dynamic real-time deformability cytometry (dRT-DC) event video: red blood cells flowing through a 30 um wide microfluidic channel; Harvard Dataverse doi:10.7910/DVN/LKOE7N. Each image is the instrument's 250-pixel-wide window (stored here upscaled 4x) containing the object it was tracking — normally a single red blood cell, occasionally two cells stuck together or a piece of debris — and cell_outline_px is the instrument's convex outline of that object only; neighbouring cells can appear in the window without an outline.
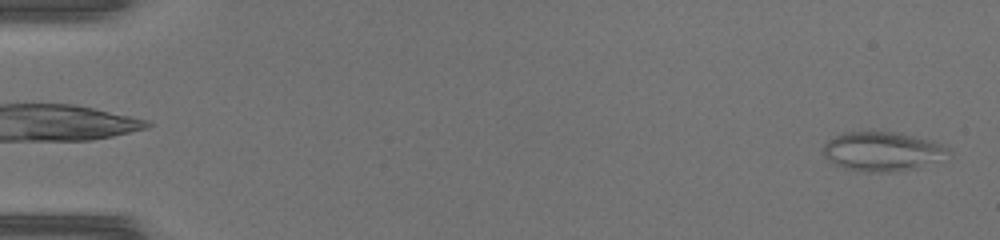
{"species": "common noctule bat (a hibernating species)", "species_latin": "Nyctalus noctula", "temperature_condition": "warm", "stored_images_in_passage": 27, "camera_frame_rate_fps": 3000, "um_per_image_px": 0.085, "animal": {"sex": "female", "body_mass_g": 17.0, "forearm_length_mm": 48.0}, "frame": {"image": 1, "passage_image": 1, "time_ms": 0.0, "image_size_px": [1000, 240], "cell_outline_px": [[952, 156], [912, 168], [888, 172], [868, 172], [844, 168], [828, 160], [824, 156], [824, 144], [828, 140], [844, 132], [896, 132], [928, 140], [952, 148]], "centroid_in_image_um": [75.02, 12.87], "position_along_channel_um": 10.0, "area_um2": 28.32}}
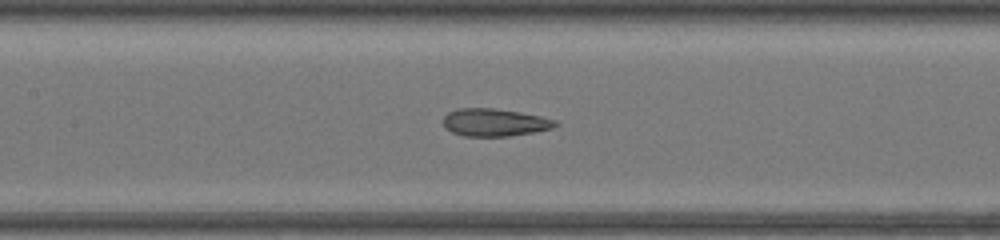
{"frame": {"image": 2, "passage_image": 22, "time_ms": 7.0, "image_size_px": [1000, 240], "cell_outline_px": [[560, 124], [552, 128], [532, 132], [508, 136], [464, 136], [452, 132], [444, 128], [444, 116], [448, 112], [460, 108], [492, 108], [520, 112], [540, 116], [556, 120]], "centroid_in_image_um": [42.03, 10.4], "position_along_channel_um": 165.4, "area_um2": 17.98}}
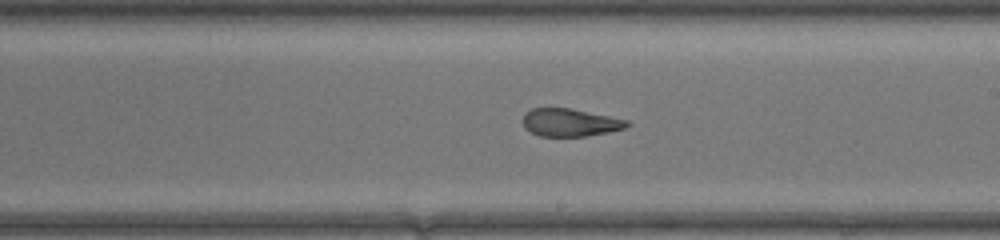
{"frame": {"image": 3, "passage_image": 27, "time_ms": 8.667, "image_size_px": [1000, 240], "cell_outline_px": [[632, 124], [624, 128], [608, 132], [588, 136], [540, 136], [524, 128], [524, 112], [532, 108], [568, 108], [628, 120]], "centroid_in_image_um": [48.45, 10.41], "position_along_channel_um": 240.5, "area_um2": 16.7}}